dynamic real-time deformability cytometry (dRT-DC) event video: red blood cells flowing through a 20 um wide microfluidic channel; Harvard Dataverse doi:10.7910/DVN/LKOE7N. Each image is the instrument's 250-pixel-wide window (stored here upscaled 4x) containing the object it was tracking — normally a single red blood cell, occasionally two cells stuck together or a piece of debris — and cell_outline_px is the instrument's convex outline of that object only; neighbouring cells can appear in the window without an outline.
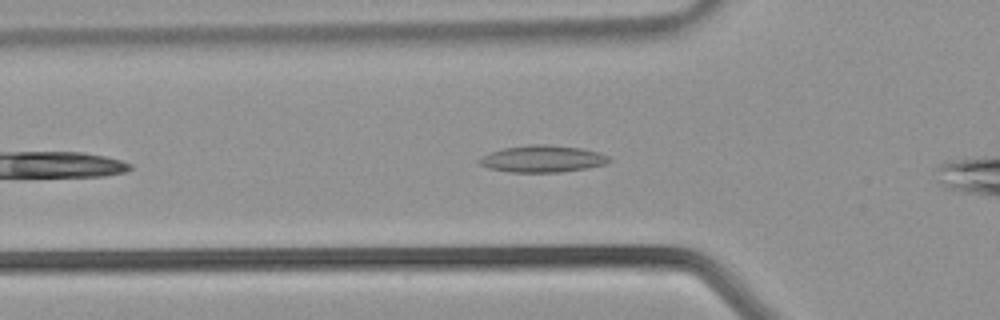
{"species": "common noctule bat (a hibernating species)", "species_latin": "Nyctalus noctula", "temperature_condition": "warm", "stored_images_in_passage": 27, "camera_frame_rate_fps": 3000, "um_per_image_px": 0.085, "animal": {"sex": "male", "body_mass_g": 21.5, "forearm_length_mm": 52.0}, "frame": {"image": 1, "passage_image": 6, "time_ms": 1.667, "image_size_px": [1000, 320], "cell_outline_px": [[612, 160], [608, 164], [588, 168], [560, 172], [508, 172], [488, 168], [480, 164], [476, 160], [492, 152], [504, 148], [528, 144], [544, 144], [580, 148], [600, 152], [608, 156]], "centroid_in_image_um": [46.15, 13.5], "position_along_channel_um": 79.7, "area_um2": 20.4}}
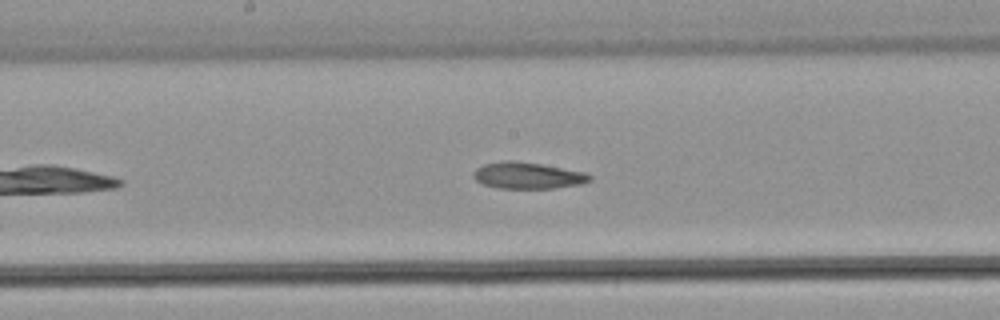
{"frame": {"image": 2, "passage_image": 13, "time_ms": 4.0, "image_size_px": [1000, 320], "cell_outline_px": [[592, 180], [584, 184], [552, 188], [496, 188], [480, 184], [472, 176], [472, 172], [476, 168], [484, 164], [504, 160], [512, 160], [540, 164], [584, 172], [592, 176]], "centroid_in_image_um": [44.82, 14.92], "position_along_channel_um": 203.4, "area_um2": 18.09}}
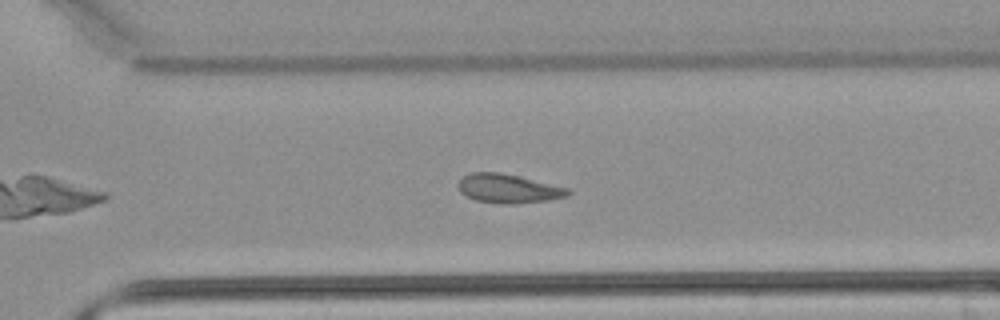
{"frame": {"image": 3, "passage_image": 20, "time_ms": 6.333, "image_size_px": [1000, 320], "cell_outline_px": [[572, 192], [568, 196], [548, 200], [516, 204], [500, 204], [476, 200], [464, 196], [460, 192], [456, 184], [460, 176], [468, 172], [500, 172], [568, 188]], "centroid_in_image_um": [43.13, 16.03], "position_along_channel_um": 327.5, "area_um2": 18.79}}